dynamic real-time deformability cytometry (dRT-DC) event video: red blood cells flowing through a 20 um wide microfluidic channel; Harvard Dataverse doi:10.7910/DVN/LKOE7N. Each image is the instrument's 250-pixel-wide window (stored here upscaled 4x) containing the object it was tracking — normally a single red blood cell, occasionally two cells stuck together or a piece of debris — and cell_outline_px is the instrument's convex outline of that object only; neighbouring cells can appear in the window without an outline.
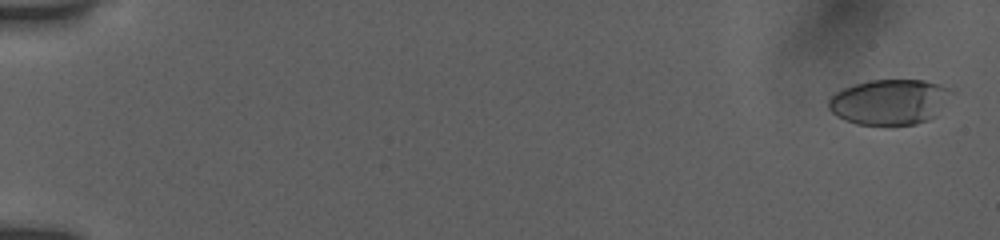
{"species": "human", "species_latin": "Homo sapiens", "temperature_condition": "room temperature", "stored_images_in_passage": 12, "camera_frame_rate_fps": 3000, "um_per_image_px": 0.085, "donor": {"sex": "female"}, "frame": {"image": 1, "passage_image": 1, "time_ms": 0.0, "image_size_px": [1000, 240], "cell_outline_px": [[956, 92], [936, 116], [928, 120], [916, 124], [892, 128], [856, 124], [844, 120], [836, 116], [828, 108], [828, 100], [832, 92], [840, 88], [872, 80], [924, 80], [940, 84], [952, 88]], "centroid_in_image_um": [75.63, 8.7], "position_along_channel_um": 9.4, "area_um2": 33.93}}
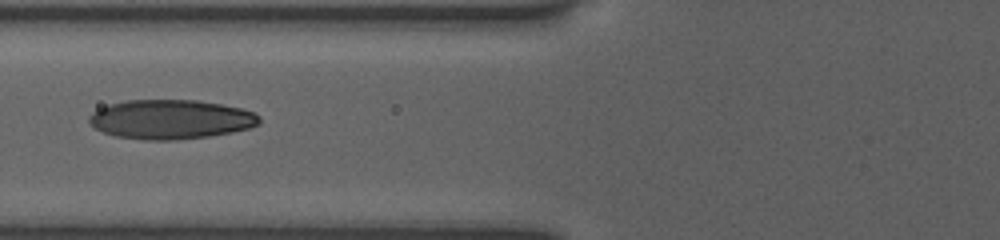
{"frame": {"image": 2, "passage_image": 9, "time_ms": 7.333, "image_size_px": [1000, 240], "cell_outline_px": [[260, 124], [248, 128], [232, 132], [208, 136], [172, 140], [144, 140], [116, 136], [92, 128], [88, 124], [88, 116], [92, 112], [100, 108], [112, 104], [128, 100], [196, 100], [220, 104], [240, 108], [256, 112], [260, 116]], "centroid_in_image_um": [14.49, 10.15], "position_along_channel_um": 111.3, "area_um2": 39.07}}
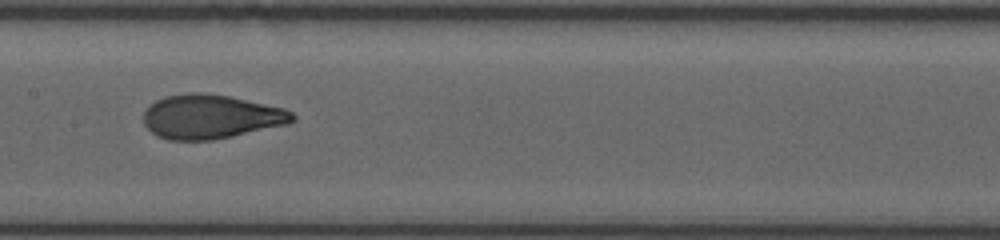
{"frame": {"image": 3, "passage_image": 11, "time_ms": 9.333, "image_size_px": [1000, 240], "cell_outline_px": [[296, 120], [288, 124], [232, 136], [212, 140], [168, 140], [156, 136], [144, 124], [144, 112], [156, 100], [164, 96], [188, 92], [204, 92], [228, 96], [284, 108], [292, 112], [296, 116]], "centroid_in_image_um": [17.92, 9.92], "position_along_channel_um": 189.5, "area_um2": 38.32}}